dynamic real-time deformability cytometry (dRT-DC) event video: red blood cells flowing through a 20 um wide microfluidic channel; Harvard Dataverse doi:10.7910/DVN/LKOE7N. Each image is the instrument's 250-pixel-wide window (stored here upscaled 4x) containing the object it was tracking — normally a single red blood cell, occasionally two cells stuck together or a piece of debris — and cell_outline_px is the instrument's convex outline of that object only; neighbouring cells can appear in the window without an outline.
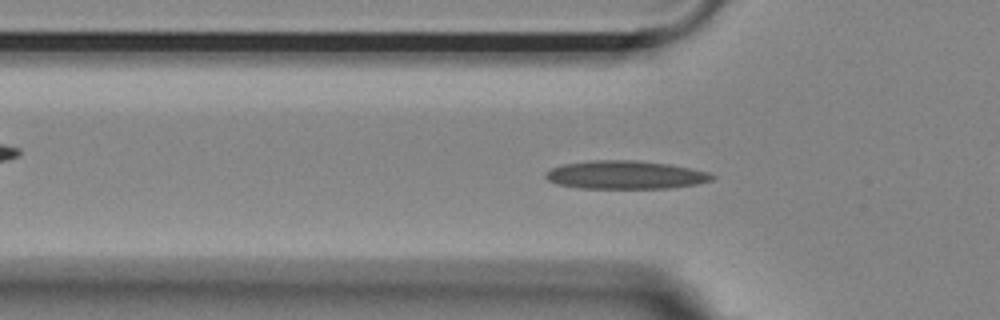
{"species": "Egyptian fruit bat (a non-hibernating species)", "species_latin": "Rousettus aegyptiacus", "temperature_condition": "room temperature", "stored_images_in_passage": 47, "camera_frame_rate_fps": 3000, "um_per_image_px": 0.085, "animal": {"sex": "female"}, "frame": {"image": 1, "passage_image": 9, "time_ms": 2.667, "image_size_px": [1000, 320], "cell_outline_px": [[716, 176], [712, 180], [696, 184], [672, 188], [580, 188], [556, 184], [548, 180], [544, 176], [544, 172], [552, 168], [564, 164], [592, 160], [636, 160], [668, 164], [708, 172]], "centroid_in_image_um": [53.13, 14.87], "position_along_channel_um": 72.7, "area_um2": 27.4}}
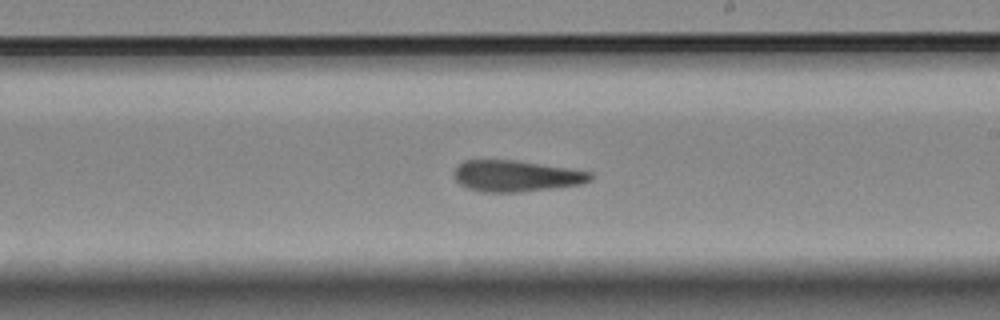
{"frame": {"image": 2, "passage_image": 23, "time_ms": 7.333, "image_size_px": [1000, 320], "cell_outline_px": [[592, 180], [584, 184], [520, 192], [484, 192], [468, 188], [460, 184], [456, 180], [452, 172], [464, 160], [512, 160], [568, 168], [592, 172]], "centroid_in_image_um": [43.88, 14.96], "position_along_channel_um": 245.1, "area_um2": 24.74}}
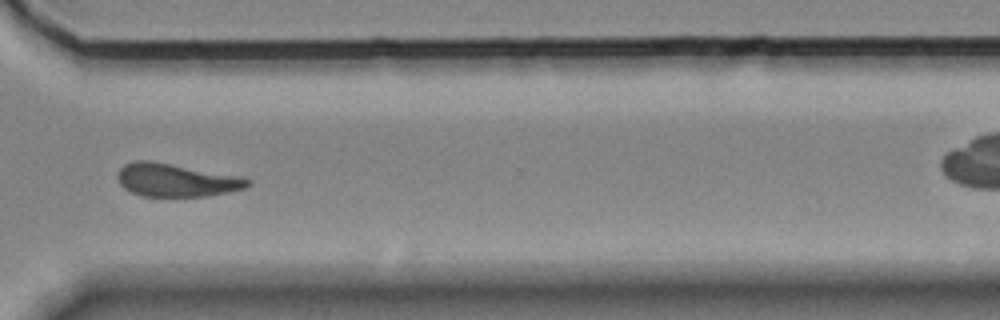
{"frame": {"image": 3, "passage_image": 32, "time_ms": 10.333, "image_size_px": [1000, 320], "cell_outline_px": [[252, 184], [244, 188], [228, 192], [208, 196], [140, 196], [124, 188], [120, 184], [116, 176], [120, 168], [124, 164], [136, 160], [148, 160], [236, 176], [252, 180]], "centroid_in_image_um": [14.93, 15.32], "position_along_channel_um": 355.7, "area_um2": 24.74}, "authors_computed_cell_mechanics": {"area_um2": 25.0852, "velocity_mm_per_s": 3.6823, "shape_relaxation_time_tau1_ms": null, "shape_relaxation_time_tau2_ms": 3.222, "deformation_change_tau1": null, "deformation_change_tau2": 0.1053}}